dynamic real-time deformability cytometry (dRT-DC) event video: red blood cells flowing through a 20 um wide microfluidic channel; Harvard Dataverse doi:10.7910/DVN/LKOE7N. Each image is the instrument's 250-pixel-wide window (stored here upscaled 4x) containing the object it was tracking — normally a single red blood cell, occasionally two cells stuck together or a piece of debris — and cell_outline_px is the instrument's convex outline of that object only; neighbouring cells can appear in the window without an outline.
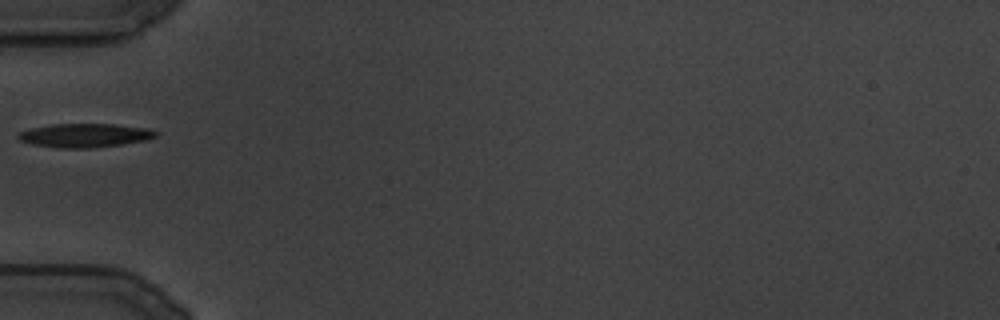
{"species": "common noctule bat (a hibernating species)", "species_latin": "Nyctalus noctula", "temperature_condition": "cold", "stored_images_in_passage": 82, "camera_frame_rate_fps": 3000, "um_per_image_px": 0.085, "animal": {"sex": "male", "body_mass_g": 19.5, "forearm_length_mm": 54.6}, "frame": {"image": 1, "passage_image": 1, "time_ms": 0.0, "image_size_px": [1000, 320], "cell_outline_px": [[160, 132], [156, 136], [148, 140], [92, 148], [60, 148], [32, 144], [20, 140], [16, 136], [20, 132], [32, 128], [52, 124], [112, 124], [148, 128]], "centroid_in_image_um": [7.24, 11.51], "position_along_channel_um": 77.8, "area_um2": 19.02}}
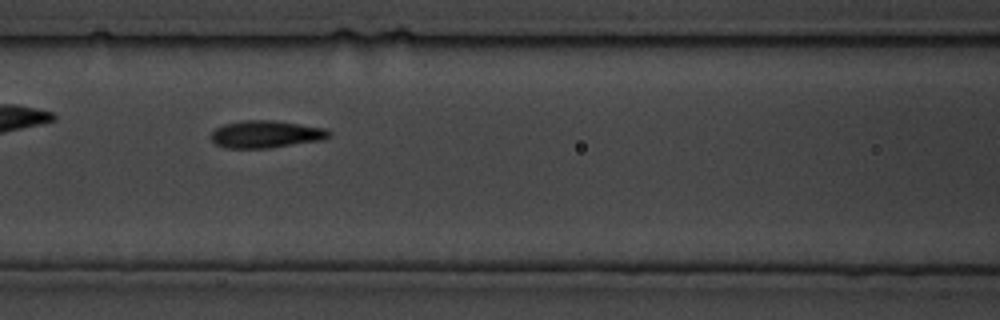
{"frame": {"image": 2, "passage_image": 13, "time_ms": 4.0, "image_size_px": [1000, 320], "cell_outline_px": [[332, 136], [324, 140], [268, 148], [224, 148], [216, 144], [212, 140], [212, 132], [216, 128], [224, 124], [244, 120], [276, 120], [324, 128], [332, 132]], "centroid_in_image_um": [22.64, 11.41], "position_along_channel_um": 144.0, "area_um2": 18.9}}